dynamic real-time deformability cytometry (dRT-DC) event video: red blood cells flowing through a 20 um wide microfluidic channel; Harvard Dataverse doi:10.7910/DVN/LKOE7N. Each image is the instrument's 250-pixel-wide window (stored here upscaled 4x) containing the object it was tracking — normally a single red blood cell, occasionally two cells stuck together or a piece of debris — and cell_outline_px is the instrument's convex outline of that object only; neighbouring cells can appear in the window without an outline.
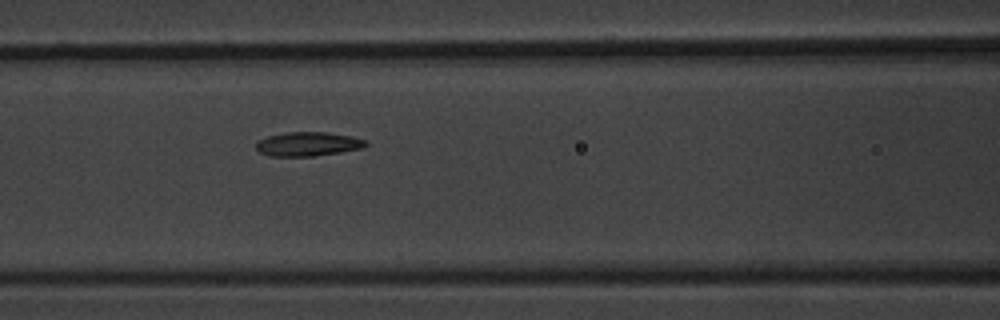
{"species": "common noctule bat (a hibernating species)", "species_latin": "Nyctalus noctula", "temperature_condition": "warm", "stored_images_in_passage": 6, "camera_frame_rate_fps": 3000, "um_per_image_px": 0.085, "animal": {"sex": "male", "body_mass_g": 20.1, "forearm_length_mm": 53.5}, "frame": {"image": 1, "passage_image": 6, "time_ms": 7.0, "image_size_px": [1000, 320], "cell_outline_px": [[368, 144], [364, 148], [340, 152], [312, 156], [268, 156], [260, 152], [256, 148], [256, 144], [260, 140], [268, 136], [288, 132], [324, 132], [352, 136], [368, 140]], "centroid_in_image_um": [26.22, 12.24], "position_along_channel_um": 140.4, "area_um2": 15.37}}